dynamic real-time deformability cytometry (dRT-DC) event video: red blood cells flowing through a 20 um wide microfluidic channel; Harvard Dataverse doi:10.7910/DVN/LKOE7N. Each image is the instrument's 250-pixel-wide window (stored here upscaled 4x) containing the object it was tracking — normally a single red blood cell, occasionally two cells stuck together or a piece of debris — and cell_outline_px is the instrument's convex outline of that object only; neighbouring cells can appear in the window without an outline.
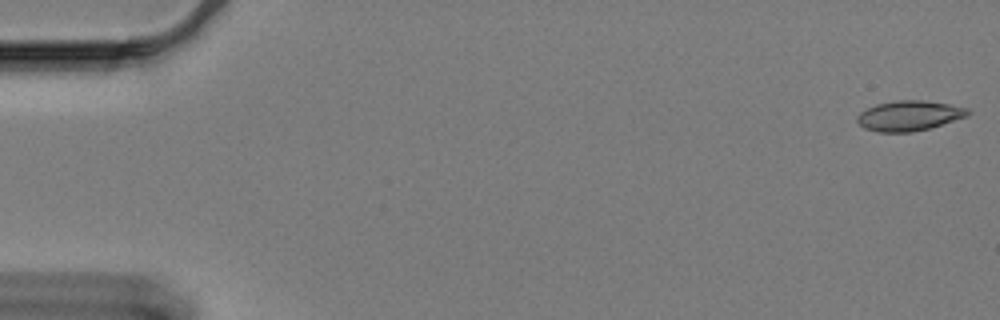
{"species": "Egyptian fruit bat (a non-hibernating species)", "species_latin": "Rousettus aegyptiacus", "temperature_condition": "cold", "stored_images_in_passage": 61, "camera_frame_rate_fps": 3000, "um_per_image_px": 0.085, "animal": {"sex": "female"}, "frame": {"image": 1, "passage_image": 1, "time_ms": 0.0, "image_size_px": [1000, 320], "cell_outline_px": [[972, 112], [968, 116], [928, 128], [912, 132], [876, 132], [864, 128], [856, 120], [856, 116], [860, 112], [876, 104], [900, 100], [920, 100], [948, 104], [968, 108]], "centroid_in_image_um": [77.27, 9.84], "position_along_channel_um": 7.7, "area_um2": 19.31}}
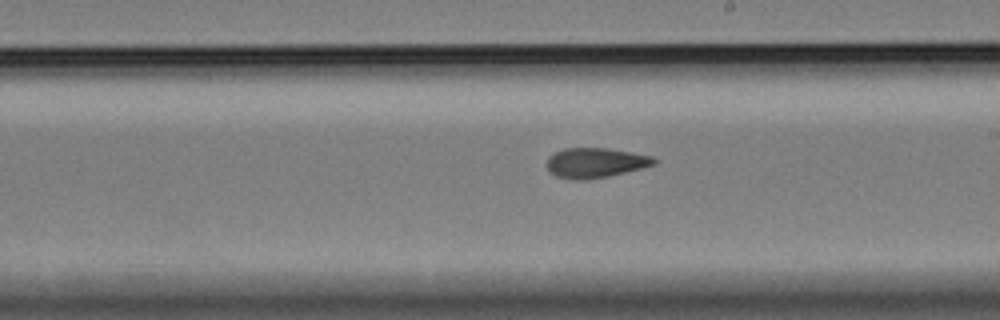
{"frame": {"image": 2, "passage_image": 35, "time_ms": 11.333, "image_size_px": [1000, 320], "cell_outline_px": [[656, 164], [608, 176], [580, 180], [576, 180], [556, 176], [548, 172], [548, 156], [564, 148], [608, 148], [652, 156], [656, 160]], "centroid_in_image_um": [50.58, 13.83], "position_along_channel_um": 238.4, "area_um2": 18.44}}
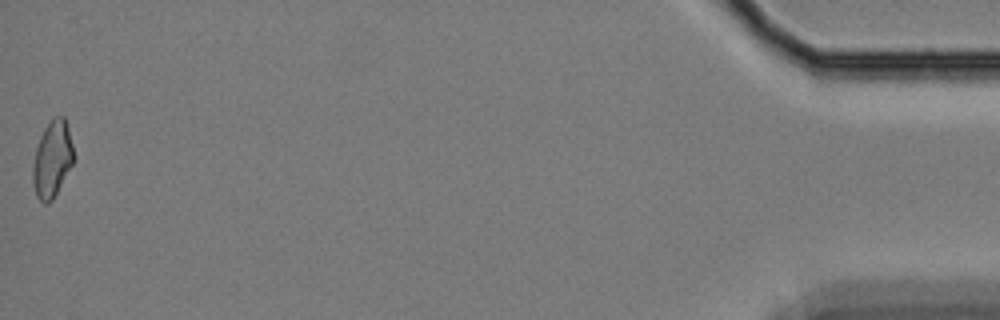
{"frame": {"image": 3, "passage_image": 61, "time_ms": 20.0, "image_size_px": [1000, 320], "cell_outline_px": [[72, 164], [52, 200], [48, 204], [44, 204], [36, 196], [32, 180], [32, 168], [36, 148], [40, 136], [44, 128], [52, 116], [64, 116], [68, 128], [72, 144]], "centroid_in_image_um": [4.41, 13.51], "position_along_channel_um": 430.8, "area_um2": 17.98}, "authors_computed_cell_mechanics": {"area_um2": 18.9006, "velocity_mm_per_s": 3.2802, "shape_relaxation_time_tau1_ms": null, "shape_relaxation_time_tau2_ms": 3.428, "deformation_change_tau1": null, "deformation_change_tau2": 0.0916}}